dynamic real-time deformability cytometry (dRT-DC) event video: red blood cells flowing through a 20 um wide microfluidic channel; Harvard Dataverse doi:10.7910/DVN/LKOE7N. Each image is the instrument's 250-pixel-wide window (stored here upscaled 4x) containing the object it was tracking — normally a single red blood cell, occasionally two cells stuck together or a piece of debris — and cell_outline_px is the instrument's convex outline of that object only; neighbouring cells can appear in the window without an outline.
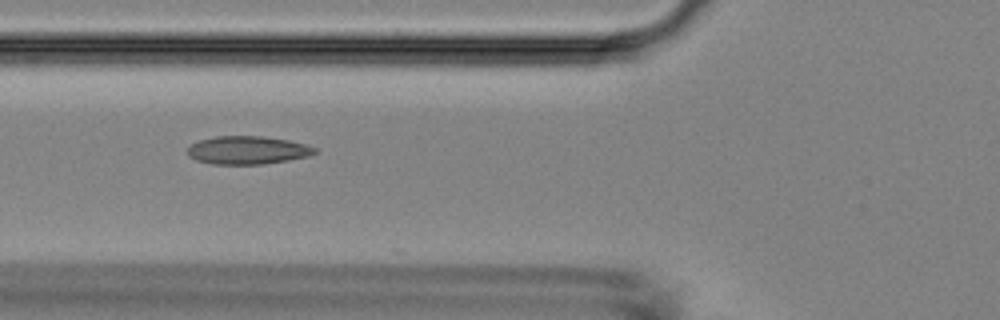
{"species": "Egyptian fruit bat (a non-hibernating species)", "species_latin": "Rousettus aegyptiacus", "temperature_condition": "room temperature", "stored_images_in_passage": 52, "camera_frame_rate_fps": 3000, "um_per_image_px": 0.085, "animal": {"sex": "female"}, "frame": {"image": 1, "passage_image": 18, "time_ms": 5.667, "image_size_px": [1000, 320], "cell_outline_px": [[316, 152], [308, 156], [288, 160], [264, 164], [212, 164], [196, 160], [188, 156], [188, 148], [192, 144], [200, 140], [216, 136], [260, 136], [288, 140], [304, 144], [316, 148]], "centroid_in_image_um": [21.02, 12.77], "position_along_channel_um": 104.8, "area_um2": 20.69}}
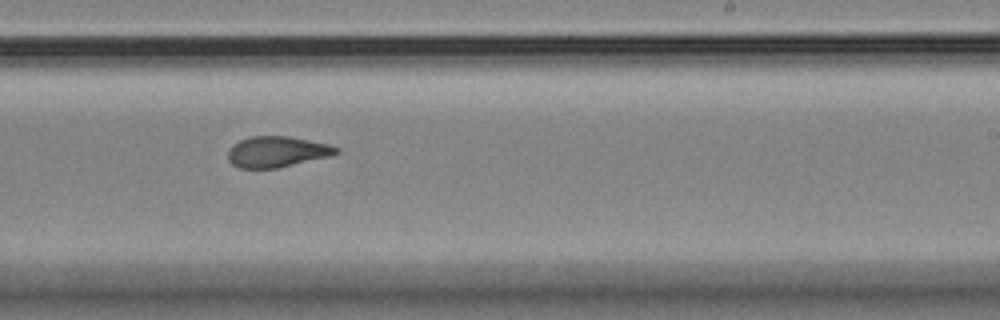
{"frame": {"image": 2, "passage_image": 31, "time_ms": 10.0, "image_size_px": [1000, 320], "cell_outline_px": [[340, 152], [328, 156], [276, 168], [240, 168], [232, 164], [228, 160], [228, 148], [232, 144], [248, 136], [288, 136], [328, 144], [340, 148]], "centroid_in_image_um": [23.49, 12.89], "position_along_channel_um": 265.5, "area_um2": 19.36}}
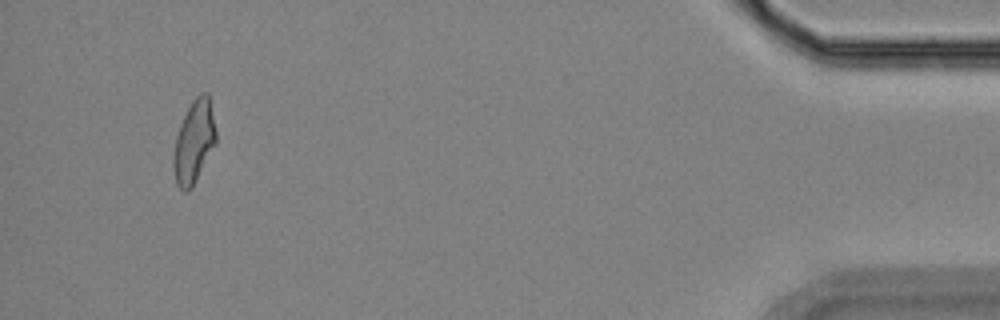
{"frame": {"image": 3, "passage_image": 49, "time_ms": 16.0, "image_size_px": [1000, 320], "cell_outline_px": [[216, 144], [192, 188], [188, 192], [184, 192], [176, 184], [172, 164], [172, 160], [176, 136], [180, 124], [192, 100], [200, 92], [208, 92], [216, 132]], "centroid_in_image_um": [16.48, 12.08], "position_along_channel_um": 418.7, "area_um2": 20.63}, "authors_computed_cell_mechanics": {"area_um2": 20.4612, "velocity_mm_per_s": 3.7032, "shape_relaxation_time_tau1_ms": null, "shape_relaxation_time_tau2_ms": 1.8149, "deformation_change_tau1": null, "deformation_change_tau2": 0.0902}}